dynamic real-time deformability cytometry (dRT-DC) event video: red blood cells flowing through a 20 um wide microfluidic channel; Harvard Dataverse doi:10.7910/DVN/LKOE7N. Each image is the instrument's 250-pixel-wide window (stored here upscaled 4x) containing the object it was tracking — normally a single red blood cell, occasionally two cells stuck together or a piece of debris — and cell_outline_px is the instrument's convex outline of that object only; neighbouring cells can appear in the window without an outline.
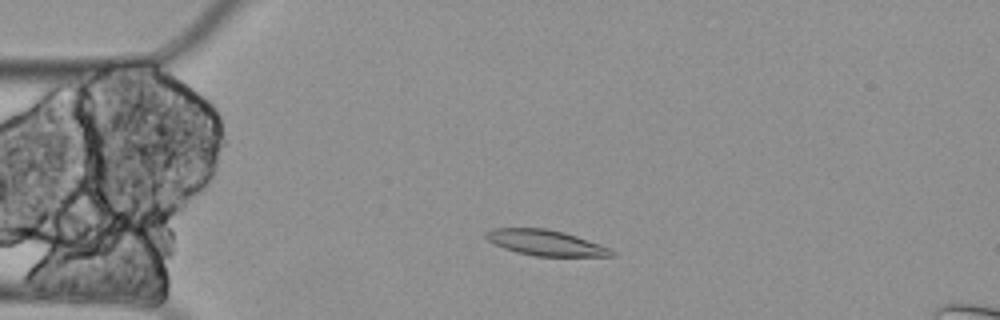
{"species": "Egyptian fruit bat (a non-hibernating species)", "species_latin": "Rousettus aegyptiacus", "temperature_condition": "cold", "stored_images_in_passage": 4, "camera_frame_rate_fps": 3000, "um_per_image_px": 0.085, "animal": {"sex": "female"}, "frame": {"image": 1, "passage_image": 3, "time_ms": 0.667, "image_size_px": [1000, 320], "cell_outline_px": [[616, 256], [536, 256], [516, 252], [504, 248], [488, 240], [484, 236], [484, 232], [492, 228], [544, 228], [564, 232], [612, 248], [616, 252]], "centroid_in_image_um": [46.4, 20.63], "position_along_channel_um": 38.6, "area_um2": 18.79}}